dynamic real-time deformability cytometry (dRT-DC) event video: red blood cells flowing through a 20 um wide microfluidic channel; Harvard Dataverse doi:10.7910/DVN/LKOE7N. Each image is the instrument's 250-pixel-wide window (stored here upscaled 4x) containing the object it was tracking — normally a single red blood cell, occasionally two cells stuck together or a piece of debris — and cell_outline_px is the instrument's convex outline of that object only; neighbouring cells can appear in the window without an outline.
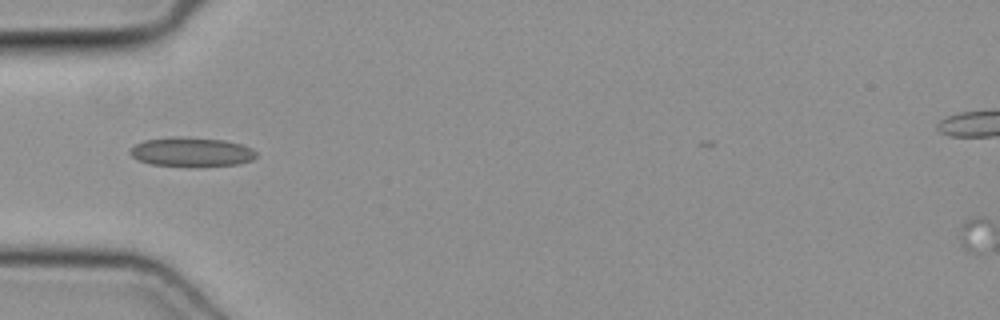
{"species": "common noctule bat (a hibernating species)", "species_latin": "Nyctalus noctula", "temperature_condition": "cold", "stored_images_in_passage": 27, "camera_frame_rate_fps": 3000, "um_per_image_px": 0.085, "animal": {"sex": "female", "body_mass_g": 19.3, "forearm_length_mm": 54.1}, "frame": {"image": 1, "passage_image": 1, "time_ms": 0.0, "image_size_px": [1000, 320], "cell_outline_px": [[256, 156], [252, 160], [240, 164], [200, 168], [152, 164], [140, 160], [132, 156], [128, 152], [136, 144], [144, 140], [172, 136], [180, 136], [224, 140], [240, 144], [256, 152]], "centroid_in_image_um": [16.28, 12.93], "position_along_channel_um": 68.7, "area_um2": 21.85}}
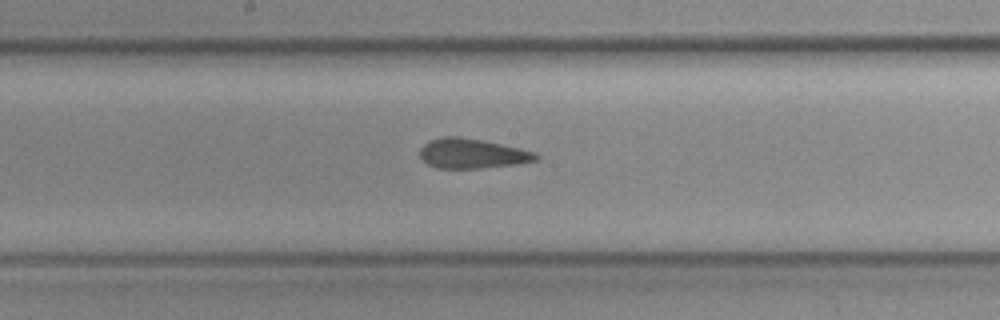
{"frame": {"image": 2, "passage_image": 11, "time_ms": 3.333, "image_size_px": [1000, 320], "cell_outline_px": [[540, 156], [536, 160], [516, 164], [480, 168], [436, 168], [428, 164], [420, 156], [420, 148], [428, 140], [444, 136], [460, 136], [484, 140], [536, 152]], "centroid_in_image_um": [40.12, 13.04], "position_along_channel_um": 208.1, "area_um2": 20.17}}
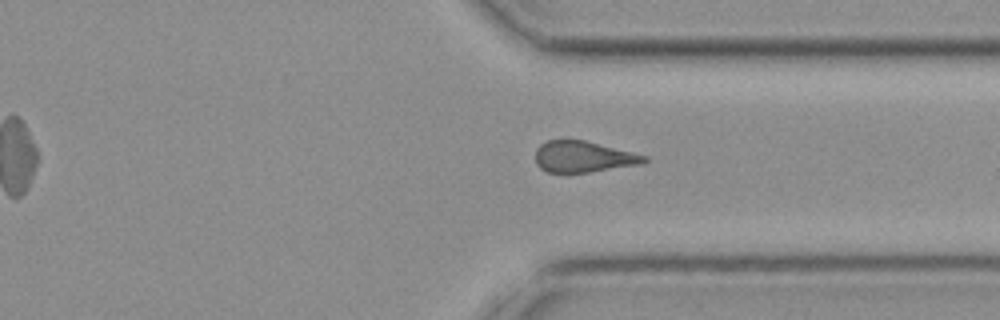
{"frame": {"image": 3, "passage_image": 22, "time_ms": 7.0, "image_size_px": [1000, 320], "cell_outline_px": [[648, 160], [640, 164], [588, 172], [548, 172], [540, 168], [536, 164], [536, 148], [540, 144], [548, 140], [584, 140], [648, 156]], "centroid_in_image_um": [49.56, 13.32], "position_along_channel_um": 361.8, "area_um2": 19.54}}